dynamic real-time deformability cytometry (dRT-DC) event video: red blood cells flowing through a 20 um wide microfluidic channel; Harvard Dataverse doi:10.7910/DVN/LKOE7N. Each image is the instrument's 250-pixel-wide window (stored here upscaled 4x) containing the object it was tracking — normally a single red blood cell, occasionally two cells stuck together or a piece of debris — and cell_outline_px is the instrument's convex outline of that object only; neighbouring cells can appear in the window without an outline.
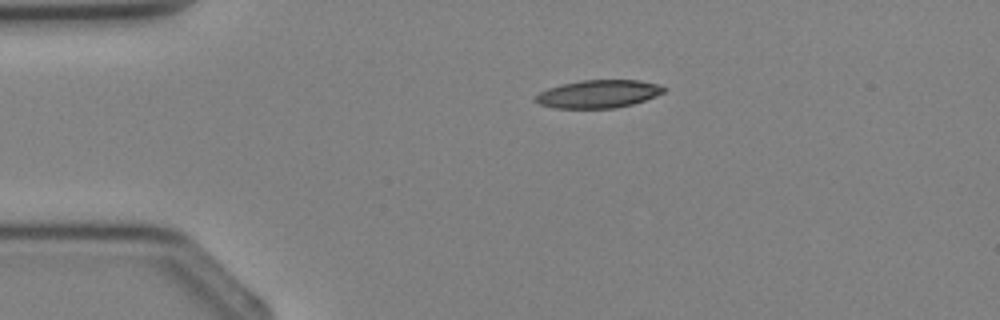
{"species": "Egyptian fruit bat (a non-hibernating species)", "species_latin": "Rousettus aegyptiacus", "temperature_condition": "cold", "stored_images_in_passage": 2, "camera_frame_rate_fps": 3000, "um_per_image_px": 0.085, "animal": {"sex": "female"}, "frame": {"image": 1, "passage_image": 1, "time_ms": 0.0, "image_size_px": [1000, 320], "cell_outline_px": [[664, 92], [656, 96], [632, 104], [616, 108], [556, 108], [540, 104], [532, 100], [540, 92], [548, 88], [580, 80], [640, 80], [660, 84], [664, 88]], "centroid_in_image_um": [50.86, 7.98], "position_along_channel_um": 34.1, "area_um2": 20.81}}
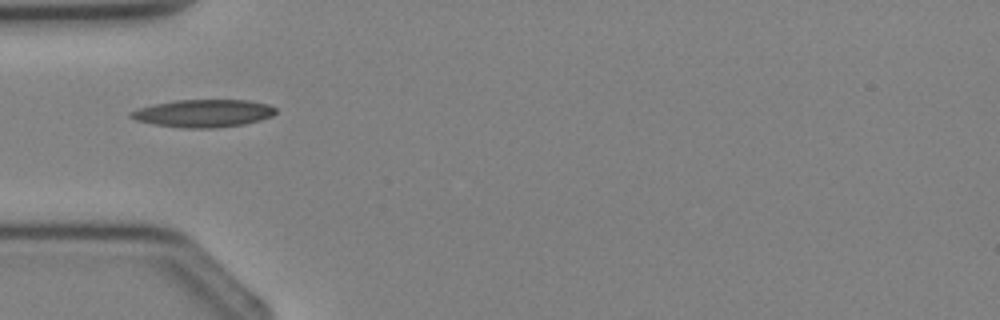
{"frame": {"image": 2, "passage_image": 2, "time_ms": 1.333, "image_size_px": [1000, 320], "cell_outline_px": [[276, 112], [272, 116], [260, 120], [244, 124], [216, 128], [180, 128], [152, 124], [136, 120], [128, 116], [128, 112], [136, 108], [176, 100], [248, 100], [268, 104], [276, 108]], "centroid_in_image_um": [17.26, 9.63], "position_along_channel_um": 67.7, "area_um2": 23.52}}